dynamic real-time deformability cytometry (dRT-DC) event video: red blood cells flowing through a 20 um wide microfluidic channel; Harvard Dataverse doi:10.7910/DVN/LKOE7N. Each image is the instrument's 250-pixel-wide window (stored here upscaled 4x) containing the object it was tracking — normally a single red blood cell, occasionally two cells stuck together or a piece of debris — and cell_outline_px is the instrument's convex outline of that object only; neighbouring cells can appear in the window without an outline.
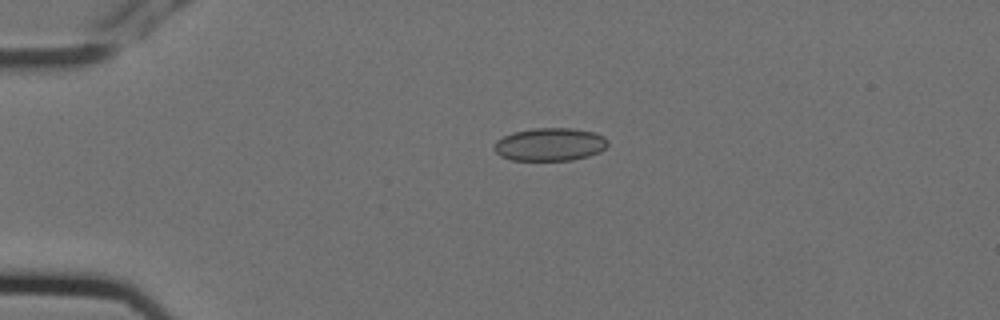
{"species": "Egyptian fruit bat (a non-hibernating species)", "species_latin": "Rousettus aegyptiacus", "temperature_condition": "cold", "stored_images_in_passage": 4, "camera_frame_rate_fps": 3000, "um_per_image_px": 0.085, "animal": {"sex": "female"}, "frame": {"image": 1, "passage_image": 1, "time_ms": 0.0, "image_size_px": [1000, 320], "cell_outline_px": [[608, 144], [600, 152], [588, 156], [572, 160], [512, 160], [500, 156], [492, 148], [496, 140], [512, 132], [536, 128], [572, 128], [592, 132], [604, 136], [608, 140]], "centroid_in_image_um": [46.72, 12.27], "position_along_channel_um": 38.3, "area_um2": 21.91}}
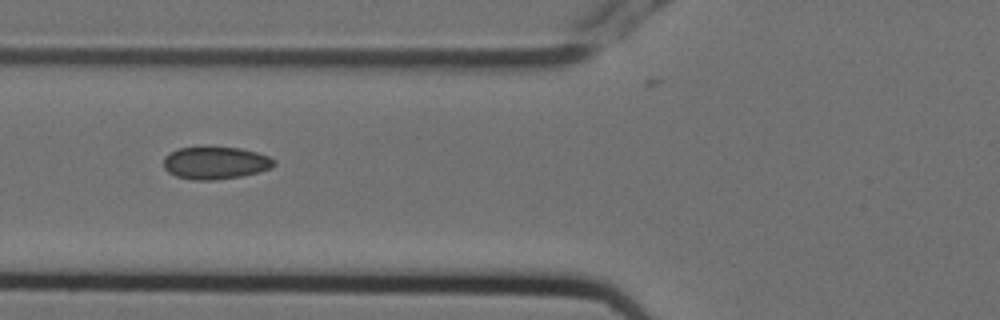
{"frame": {"image": 2, "passage_image": 3, "time_ms": 0.667, "image_size_px": [1000, 320], "cell_outline_px": [[276, 164], [272, 168], [240, 176], [212, 180], [192, 180], [176, 176], [168, 172], [164, 168], [164, 156], [168, 152], [180, 148], [240, 148], [256, 152], [268, 156], [276, 160]], "centroid_in_image_um": [18.3, 13.85], "position_along_channel_um": 107.5, "area_um2": 20.69}}
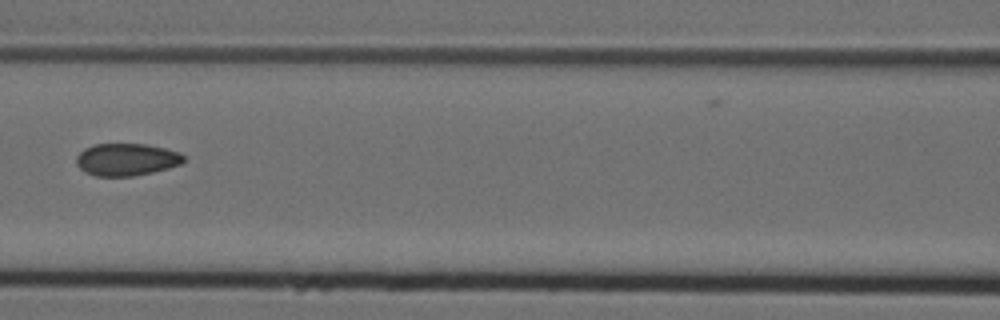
{"frame": {"image": 3, "passage_image": 4, "time_ms": 1.0, "image_size_px": [1000, 320], "cell_outline_px": [[184, 160], [180, 164], [168, 168], [152, 172], [132, 176], [96, 176], [84, 172], [76, 164], [76, 156], [84, 148], [96, 144], [144, 144], [164, 148], [180, 152], [184, 156]], "centroid_in_image_um": [10.73, 13.56], "position_along_channel_um": 155.9, "area_um2": 20.17}}